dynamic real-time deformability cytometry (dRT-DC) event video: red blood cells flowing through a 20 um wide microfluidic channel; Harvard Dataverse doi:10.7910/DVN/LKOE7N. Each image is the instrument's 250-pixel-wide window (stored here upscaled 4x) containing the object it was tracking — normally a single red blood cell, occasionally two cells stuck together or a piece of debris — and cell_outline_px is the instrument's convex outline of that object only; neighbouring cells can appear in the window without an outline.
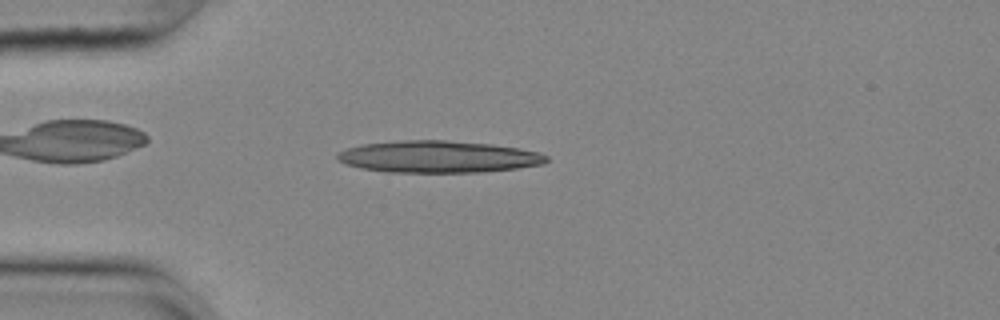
{"species": "common noctule bat (a hibernating species)", "species_latin": "Nyctalus noctula", "temperature_condition": "cold", "stored_images_in_passage": 53, "camera_frame_rate_fps": 3000, "um_per_image_px": 0.085, "animal": {"sex": "female", "body_mass_g": 25.1}, "frame": {"image": 1, "passage_image": 13, "time_ms": 4.0, "image_size_px": [1000, 320], "cell_outline_px": [[548, 160], [544, 164], [516, 168], [484, 172], [384, 172], [360, 168], [344, 164], [336, 156], [340, 152], [348, 148], [364, 144], [400, 140], [444, 140], [492, 144], [520, 148], [540, 152], [548, 156]], "centroid_in_image_um": [37.29, 13.32], "position_along_channel_um": 47.7, "area_um2": 38.96}}
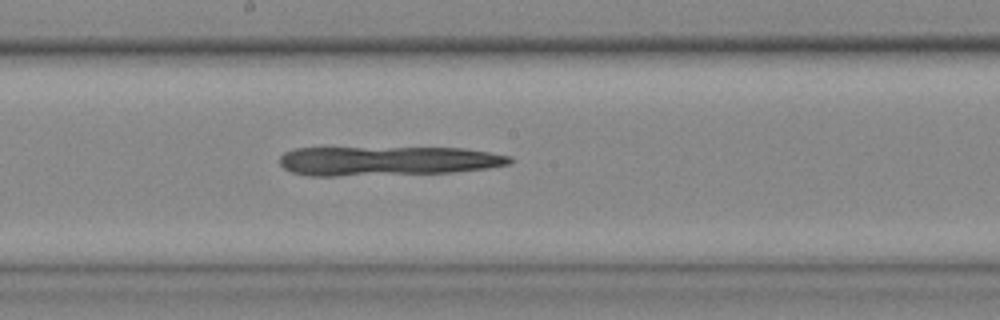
{"frame": {"image": 2, "passage_image": 28, "time_ms": 9.0, "image_size_px": [1000, 320], "cell_outline_px": [[512, 164], [488, 168], [452, 172], [336, 176], [308, 176], [292, 172], [284, 168], [280, 164], [280, 156], [284, 152], [296, 148], [464, 148], [512, 156]], "centroid_in_image_um": [32.93, 13.68], "position_along_channel_um": 215.3, "area_um2": 39.36}}
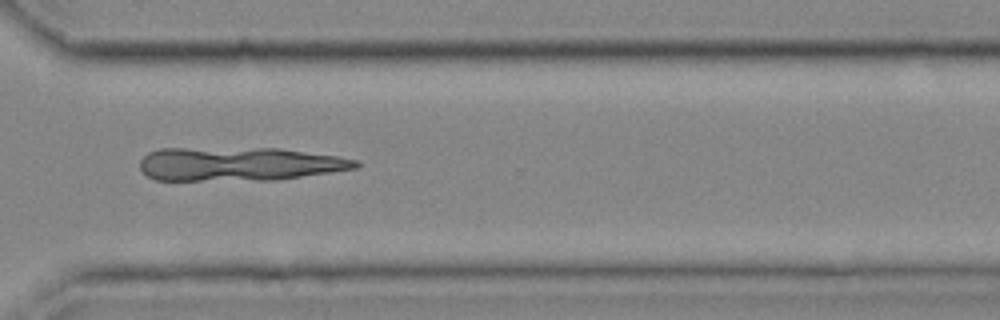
{"frame": {"image": 3, "passage_image": 39, "time_ms": 12.667, "image_size_px": [1000, 320], "cell_outline_px": [[360, 164], [356, 168], [276, 180], [156, 180], [148, 176], [140, 168], [140, 160], [148, 152], [160, 148], [280, 148], [340, 156], [360, 160]], "centroid_in_image_um": [20.33, 13.93], "position_along_channel_um": 350.3, "area_um2": 42.6}}